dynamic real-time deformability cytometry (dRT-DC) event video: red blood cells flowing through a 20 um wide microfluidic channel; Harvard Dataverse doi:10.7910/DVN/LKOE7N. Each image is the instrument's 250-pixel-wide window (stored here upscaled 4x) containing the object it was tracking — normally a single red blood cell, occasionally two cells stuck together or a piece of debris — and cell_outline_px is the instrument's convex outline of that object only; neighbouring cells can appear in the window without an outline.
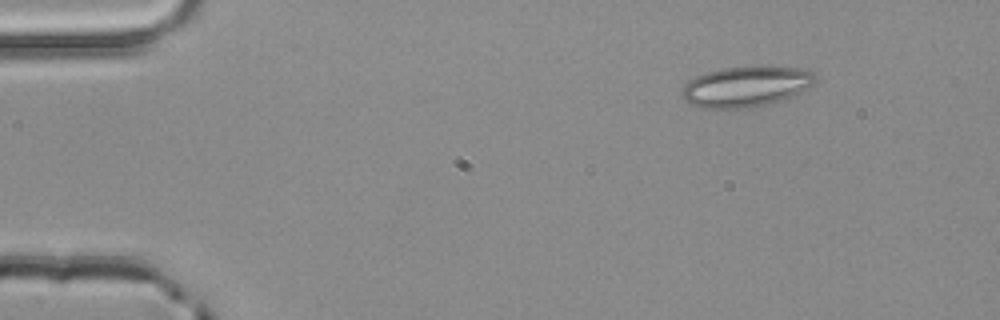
{"species": "common noctule bat (a hibernating species)", "species_latin": "Nyctalus noctula", "temperature_condition": "room temperature", "stored_images_in_passage": 4, "camera_frame_rate_fps": 3000, "um_per_image_px": 0.085, "animal": {"sex": "male", "body_mass_g": 20.4}, "frame": {"image": 1, "passage_image": 2, "time_ms": 0.333, "image_size_px": [1000, 320], "cell_outline_px": [[816, 80], [812, 84], [780, 100], [768, 104], [752, 108], [700, 108], [684, 100], [680, 92], [684, 84], [688, 80], [696, 76], [708, 72], [724, 68], [800, 68], [812, 72], [816, 76]], "centroid_in_image_um": [63.31, 7.39], "position_along_channel_um": 21.7, "area_um2": 30.63}}